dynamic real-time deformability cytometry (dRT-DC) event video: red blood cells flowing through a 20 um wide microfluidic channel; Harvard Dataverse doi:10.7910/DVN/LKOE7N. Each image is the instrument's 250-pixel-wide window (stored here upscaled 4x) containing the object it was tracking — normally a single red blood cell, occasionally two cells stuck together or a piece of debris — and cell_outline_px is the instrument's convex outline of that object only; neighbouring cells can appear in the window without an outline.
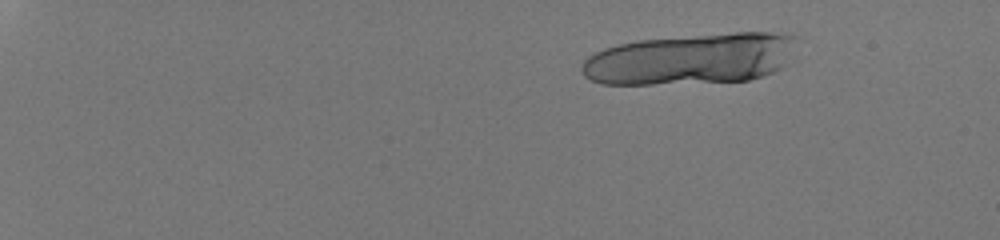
{"species": "human", "species_latin": "Homo sapiens", "temperature_condition": "room temperature", "stored_images_in_passage": 28, "camera_frame_rate_fps": 3000, "um_per_image_px": 0.085, "donor": {"sex": "male"}, "frame": {"image": 1, "passage_image": 9, "time_ms": 2.667, "image_size_px": [1000, 240], "cell_outline_px": [[796, 36], [784, 64], [780, 68], [764, 76], [748, 80], [652, 84], [600, 84], [584, 76], [580, 68], [584, 60], [588, 56], [604, 48], [620, 44], [640, 40], [736, 32], [772, 32]], "centroid_in_image_um": [58.66, 5.01], "position_along_channel_um": 26.3, "area_um2": 63.23}}
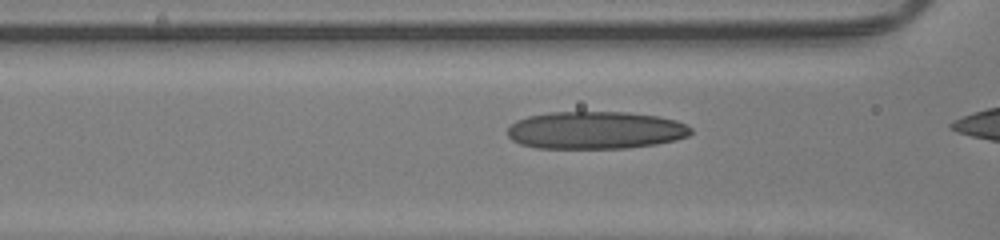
{"frame": {"image": 2, "passage_image": 26, "time_ms": 8.333, "image_size_px": [1000, 240], "cell_outline_px": [[692, 132], [688, 136], [676, 140], [656, 144], [624, 148], [536, 148], [520, 144], [512, 140], [508, 136], [508, 128], [516, 120], [528, 116], [548, 112], [628, 112], [660, 116], [676, 120], [692, 128]], "centroid_in_image_um": [50.62, 11.06], "position_along_channel_um": 116.0, "area_um2": 40.34}}